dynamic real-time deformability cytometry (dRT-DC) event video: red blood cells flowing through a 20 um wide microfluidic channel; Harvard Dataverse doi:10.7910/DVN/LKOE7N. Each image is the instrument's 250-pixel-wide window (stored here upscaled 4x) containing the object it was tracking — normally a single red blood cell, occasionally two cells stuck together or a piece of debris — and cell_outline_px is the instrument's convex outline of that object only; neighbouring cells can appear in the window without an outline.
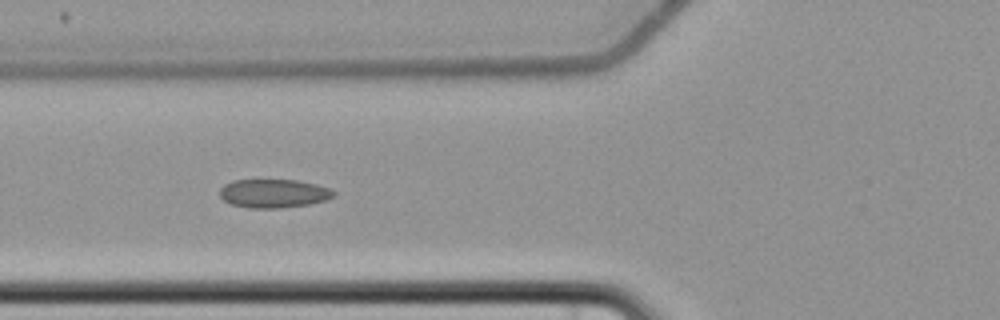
{"species": "common noctule bat (a hibernating species)", "species_latin": "Nyctalus noctula", "temperature_condition": "cold", "stored_images_in_passage": 9, "camera_frame_rate_fps": 3000, "um_per_image_px": 0.085, "animal": {"sex": "female", "body_mass_g": 22.7, "forearm_length_mm": 54.2}, "frame": {"image": 1, "passage_image": 6, "time_ms": 6.667, "image_size_px": [1000, 320], "cell_outline_px": [[336, 196], [324, 200], [308, 204], [280, 208], [252, 208], [232, 204], [224, 200], [220, 196], [220, 188], [224, 184], [232, 180], [300, 180], [316, 184], [328, 188], [336, 192]], "centroid_in_image_um": [23.26, 16.43], "position_along_channel_um": 102.5, "area_um2": 18.96}}
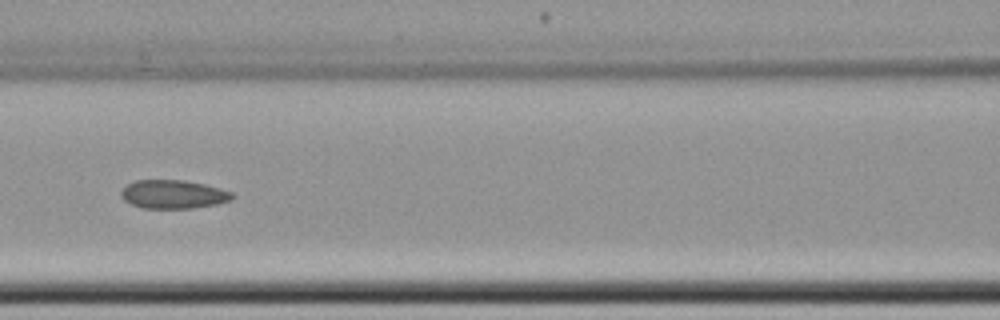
{"frame": {"image": 2, "passage_image": 7, "time_ms": 8.0, "image_size_px": [1000, 320], "cell_outline_px": [[236, 196], [232, 200], [216, 204], [192, 208], [144, 208], [132, 204], [124, 200], [120, 196], [120, 192], [128, 184], [136, 180], [184, 180], [204, 184], [220, 188], [232, 192]], "centroid_in_image_um": [14.75, 16.51], "position_along_channel_um": 151.8, "area_um2": 18.5}}
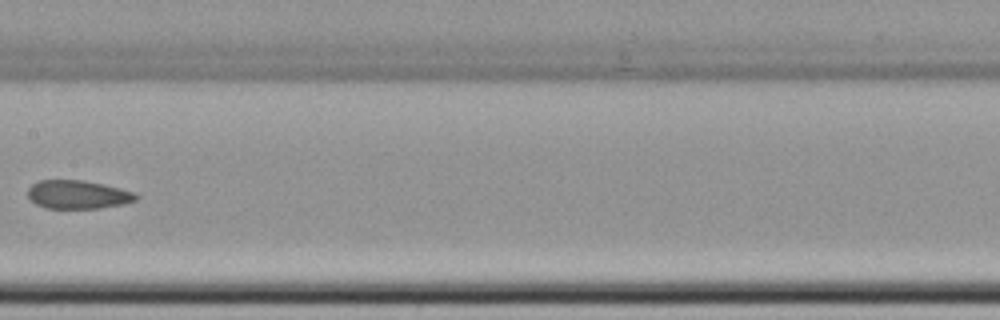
{"frame": {"image": 3, "passage_image": 8, "time_ms": 9.333, "image_size_px": [1000, 320], "cell_outline_px": [[140, 196], [136, 200], [124, 204], [100, 208], [44, 208], [36, 204], [28, 196], [28, 188], [32, 184], [40, 180], [84, 180], [104, 184], [132, 192]], "centroid_in_image_um": [6.61, 16.54], "position_along_channel_um": 200.8, "area_um2": 17.92}}